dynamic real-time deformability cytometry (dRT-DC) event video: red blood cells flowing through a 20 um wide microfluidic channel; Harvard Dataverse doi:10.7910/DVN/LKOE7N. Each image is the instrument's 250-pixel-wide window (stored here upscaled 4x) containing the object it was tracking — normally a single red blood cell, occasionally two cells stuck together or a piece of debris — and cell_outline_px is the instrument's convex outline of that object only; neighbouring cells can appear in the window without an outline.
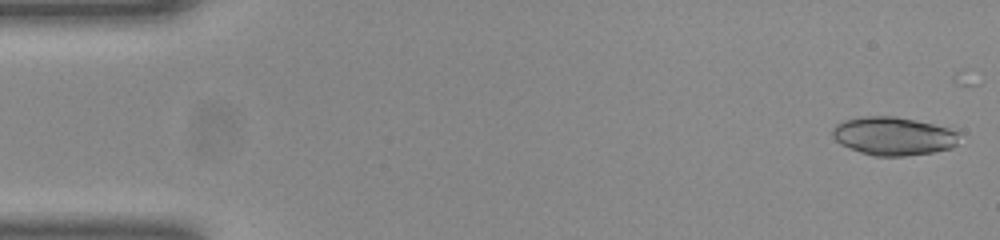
{"species": "common noctule bat (a hibernating species)", "species_latin": "Nyctalus noctula", "temperature_condition": "room temperature", "stored_images_in_passage": 26, "camera_frame_rate_fps": 3000, "um_per_image_px": 0.085, "animal": {"sex": "female", "body_mass_g": 23.0, "forearm_length_mm": 53.4}, "frame": {"image": 1, "passage_image": 1, "time_ms": 0.0, "image_size_px": [1000, 240], "cell_outline_px": [[960, 132], [956, 144], [952, 148], [932, 152], [904, 156], [876, 156], [860, 152], [848, 148], [840, 144], [832, 136], [832, 128], [836, 124], [844, 120], [860, 116], [896, 116], [916, 120], [948, 128]], "centroid_in_image_um": [75.91, 11.56], "position_along_channel_um": 9.1, "area_um2": 28.44}}
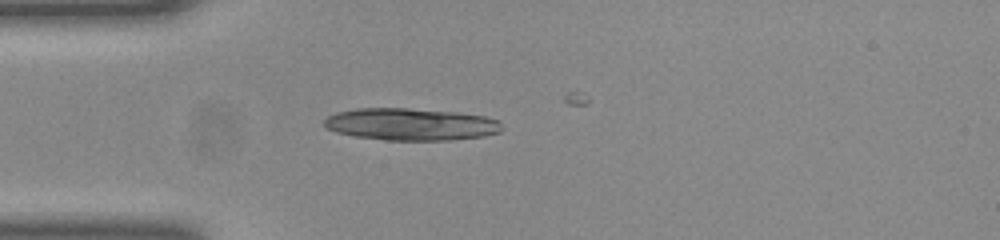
{"frame": {"image": 2, "passage_image": 13, "time_ms": 4.0, "image_size_px": [1000, 240], "cell_outline_px": [[500, 132], [484, 136], [452, 140], [384, 140], [356, 136], [336, 132], [328, 128], [324, 124], [324, 120], [328, 116], [336, 112], [356, 108], [408, 108], [456, 112], [484, 116], [500, 120]], "centroid_in_image_um": [34.92, 10.56], "position_along_channel_um": 50.1, "area_um2": 33.29}}